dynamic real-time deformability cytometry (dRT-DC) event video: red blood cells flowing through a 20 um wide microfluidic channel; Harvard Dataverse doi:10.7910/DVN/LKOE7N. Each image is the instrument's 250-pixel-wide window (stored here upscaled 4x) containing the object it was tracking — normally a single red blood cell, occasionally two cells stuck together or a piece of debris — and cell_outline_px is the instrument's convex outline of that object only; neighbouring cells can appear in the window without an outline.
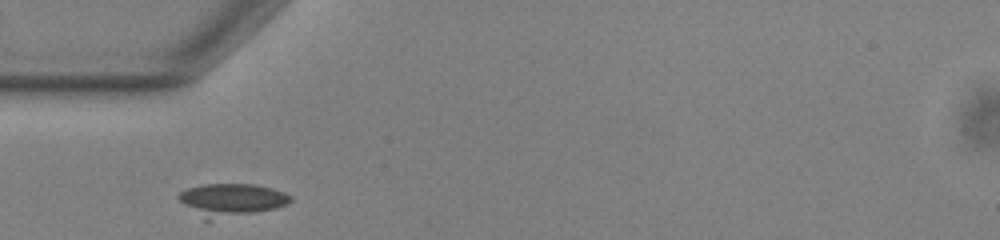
{"species": "common noctule bat (a hibernating species)", "species_latin": "Nyctalus noctula", "temperature_condition": "warm", "stored_images_in_passage": 31, "camera_frame_rate_fps": 3000, "um_per_image_px": 0.085, "animal": {"sex": "male", "body_mass_g": 13.0, "forearm_length_mm": 53.1}, "frame": {"image": 1, "passage_image": 1, "time_ms": 0.0, "image_size_px": [1000, 240], "cell_outline_px": [[292, 200], [288, 204], [276, 208], [212, 220], [204, 220], [184, 204], [176, 196], [180, 192], [188, 188], [204, 184], [256, 184], [272, 188], [284, 192], [292, 196]], "centroid_in_image_um": [19.68, 16.97], "position_along_channel_um": 65.3, "area_um2": 21.15}}
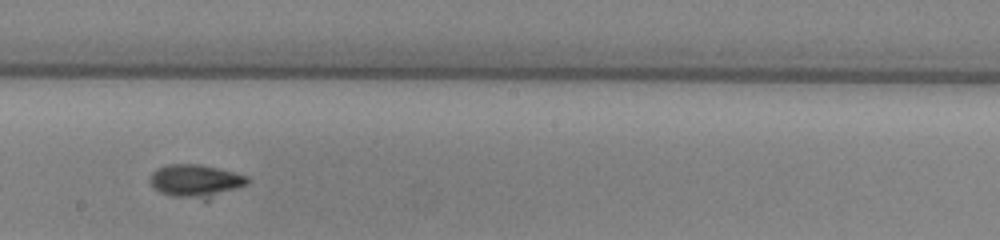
{"frame": {"image": 2, "passage_image": 14, "time_ms": 4.333, "image_size_px": [1000, 240], "cell_outline_px": [[248, 184], [208, 200], [204, 200], [172, 196], [160, 192], [152, 188], [152, 172], [156, 168], [168, 164], [200, 164], [248, 176]], "centroid_in_image_um": [16.64, 15.39], "position_along_channel_um": 231.6, "area_um2": 18.67}}
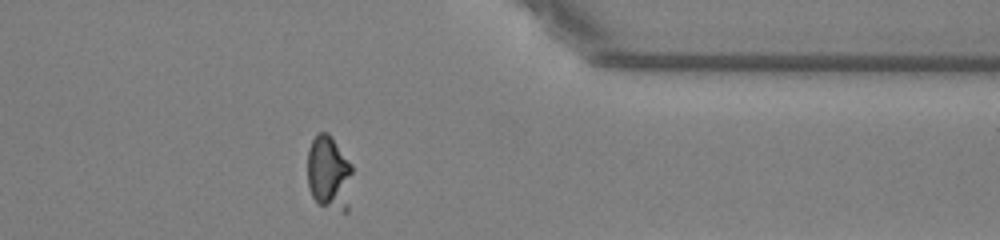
{"frame": {"image": 3, "passage_image": 27, "time_ms": 8.667, "image_size_px": [1000, 240], "cell_outline_px": [[352, 172], [348, 212], [344, 212], [320, 204], [312, 196], [308, 188], [308, 148], [312, 140], [320, 132], [328, 132], [352, 164]], "centroid_in_image_um": [27.98, 14.71], "position_along_channel_um": 383.4, "area_um2": 19.54}, "authors_computed_cell_mechanics": {"area_um2": 19.1318, "velocity_mm_per_s": 3.8478, "shape_relaxation_time_tau1_ms": 8.7052, "shape_relaxation_time_tau2_ms": null, "deformation_change_tau1": 0.1641, "deformation_change_tau2": null}}